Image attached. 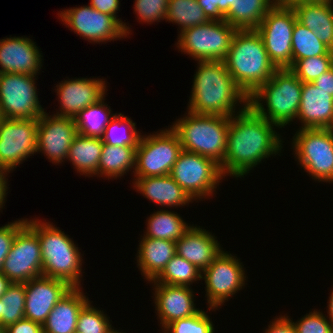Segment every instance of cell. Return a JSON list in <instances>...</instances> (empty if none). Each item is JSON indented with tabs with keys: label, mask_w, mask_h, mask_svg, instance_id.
Listing matches in <instances>:
<instances>
[{
	"label": "cell",
	"mask_w": 333,
	"mask_h": 333,
	"mask_svg": "<svg viewBox=\"0 0 333 333\" xmlns=\"http://www.w3.org/2000/svg\"><path fill=\"white\" fill-rule=\"evenodd\" d=\"M279 129L277 125L259 116L250 106L232 115L227 134V150L220 165L223 176L244 179L269 157L281 156L285 141L282 133L278 132Z\"/></svg>",
	"instance_id": "obj_1"
},
{
	"label": "cell",
	"mask_w": 333,
	"mask_h": 333,
	"mask_svg": "<svg viewBox=\"0 0 333 333\" xmlns=\"http://www.w3.org/2000/svg\"><path fill=\"white\" fill-rule=\"evenodd\" d=\"M187 111L231 117L249 106V97L232 79L224 61H196Z\"/></svg>",
	"instance_id": "obj_2"
},
{
	"label": "cell",
	"mask_w": 333,
	"mask_h": 333,
	"mask_svg": "<svg viewBox=\"0 0 333 333\" xmlns=\"http://www.w3.org/2000/svg\"><path fill=\"white\" fill-rule=\"evenodd\" d=\"M38 218H27V224L38 234L43 276L63 280L71 287H83L84 253L73 238L53 222Z\"/></svg>",
	"instance_id": "obj_3"
},
{
	"label": "cell",
	"mask_w": 333,
	"mask_h": 333,
	"mask_svg": "<svg viewBox=\"0 0 333 333\" xmlns=\"http://www.w3.org/2000/svg\"><path fill=\"white\" fill-rule=\"evenodd\" d=\"M224 62L232 79L248 97L277 70L256 29L237 30Z\"/></svg>",
	"instance_id": "obj_4"
},
{
	"label": "cell",
	"mask_w": 333,
	"mask_h": 333,
	"mask_svg": "<svg viewBox=\"0 0 333 333\" xmlns=\"http://www.w3.org/2000/svg\"><path fill=\"white\" fill-rule=\"evenodd\" d=\"M302 84L289 68L277 69L272 77L249 97V106L259 116L283 130L282 128L296 121Z\"/></svg>",
	"instance_id": "obj_5"
},
{
	"label": "cell",
	"mask_w": 333,
	"mask_h": 333,
	"mask_svg": "<svg viewBox=\"0 0 333 333\" xmlns=\"http://www.w3.org/2000/svg\"><path fill=\"white\" fill-rule=\"evenodd\" d=\"M171 124L183 150L208 157L219 165L223 163L230 117L200 115L186 110Z\"/></svg>",
	"instance_id": "obj_6"
},
{
	"label": "cell",
	"mask_w": 333,
	"mask_h": 333,
	"mask_svg": "<svg viewBox=\"0 0 333 333\" xmlns=\"http://www.w3.org/2000/svg\"><path fill=\"white\" fill-rule=\"evenodd\" d=\"M295 131L289 143L297 165L315 182L333 184V129Z\"/></svg>",
	"instance_id": "obj_7"
},
{
	"label": "cell",
	"mask_w": 333,
	"mask_h": 333,
	"mask_svg": "<svg viewBox=\"0 0 333 333\" xmlns=\"http://www.w3.org/2000/svg\"><path fill=\"white\" fill-rule=\"evenodd\" d=\"M237 30L225 20H210L185 29L174 45L195 61H224Z\"/></svg>",
	"instance_id": "obj_8"
},
{
	"label": "cell",
	"mask_w": 333,
	"mask_h": 333,
	"mask_svg": "<svg viewBox=\"0 0 333 333\" xmlns=\"http://www.w3.org/2000/svg\"><path fill=\"white\" fill-rule=\"evenodd\" d=\"M169 175L196 203L216 197V189L226 179L214 160L185 150L179 154Z\"/></svg>",
	"instance_id": "obj_9"
},
{
	"label": "cell",
	"mask_w": 333,
	"mask_h": 333,
	"mask_svg": "<svg viewBox=\"0 0 333 333\" xmlns=\"http://www.w3.org/2000/svg\"><path fill=\"white\" fill-rule=\"evenodd\" d=\"M182 150L179 137L170 125L152 134H142L136 148L133 177L169 175Z\"/></svg>",
	"instance_id": "obj_10"
},
{
	"label": "cell",
	"mask_w": 333,
	"mask_h": 333,
	"mask_svg": "<svg viewBox=\"0 0 333 333\" xmlns=\"http://www.w3.org/2000/svg\"><path fill=\"white\" fill-rule=\"evenodd\" d=\"M226 249L202 271L201 280L205 285L207 307L221 309L236 293L245 288L247 273L241 258Z\"/></svg>",
	"instance_id": "obj_11"
},
{
	"label": "cell",
	"mask_w": 333,
	"mask_h": 333,
	"mask_svg": "<svg viewBox=\"0 0 333 333\" xmlns=\"http://www.w3.org/2000/svg\"><path fill=\"white\" fill-rule=\"evenodd\" d=\"M296 20V12L290 4L276 3L256 28L277 69L292 66V36Z\"/></svg>",
	"instance_id": "obj_12"
},
{
	"label": "cell",
	"mask_w": 333,
	"mask_h": 333,
	"mask_svg": "<svg viewBox=\"0 0 333 333\" xmlns=\"http://www.w3.org/2000/svg\"><path fill=\"white\" fill-rule=\"evenodd\" d=\"M37 77V78H36ZM37 75L0 73V105L6 119H39L46 111L38 98Z\"/></svg>",
	"instance_id": "obj_13"
},
{
	"label": "cell",
	"mask_w": 333,
	"mask_h": 333,
	"mask_svg": "<svg viewBox=\"0 0 333 333\" xmlns=\"http://www.w3.org/2000/svg\"><path fill=\"white\" fill-rule=\"evenodd\" d=\"M57 15L71 32L95 45L127 37L123 25L115 17L99 12L90 5L62 9Z\"/></svg>",
	"instance_id": "obj_14"
},
{
	"label": "cell",
	"mask_w": 333,
	"mask_h": 333,
	"mask_svg": "<svg viewBox=\"0 0 333 333\" xmlns=\"http://www.w3.org/2000/svg\"><path fill=\"white\" fill-rule=\"evenodd\" d=\"M38 119H6L0 122V167L10 173L36 155Z\"/></svg>",
	"instance_id": "obj_15"
},
{
	"label": "cell",
	"mask_w": 333,
	"mask_h": 333,
	"mask_svg": "<svg viewBox=\"0 0 333 333\" xmlns=\"http://www.w3.org/2000/svg\"><path fill=\"white\" fill-rule=\"evenodd\" d=\"M1 272L12 283H27L43 275L38 234L28 224L16 234Z\"/></svg>",
	"instance_id": "obj_16"
},
{
	"label": "cell",
	"mask_w": 333,
	"mask_h": 333,
	"mask_svg": "<svg viewBox=\"0 0 333 333\" xmlns=\"http://www.w3.org/2000/svg\"><path fill=\"white\" fill-rule=\"evenodd\" d=\"M77 134L74 118L50 115L46 110L38 119L36 155L43 154L53 165L64 164Z\"/></svg>",
	"instance_id": "obj_17"
},
{
	"label": "cell",
	"mask_w": 333,
	"mask_h": 333,
	"mask_svg": "<svg viewBox=\"0 0 333 333\" xmlns=\"http://www.w3.org/2000/svg\"><path fill=\"white\" fill-rule=\"evenodd\" d=\"M106 78L94 76L62 80L54 86L59 109L53 115L75 118L83 109L101 100L108 91Z\"/></svg>",
	"instance_id": "obj_18"
},
{
	"label": "cell",
	"mask_w": 333,
	"mask_h": 333,
	"mask_svg": "<svg viewBox=\"0 0 333 333\" xmlns=\"http://www.w3.org/2000/svg\"><path fill=\"white\" fill-rule=\"evenodd\" d=\"M151 285L154 312L161 332L168 324L177 319L195 315L200 308L196 307L195 291L192 286L148 283Z\"/></svg>",
	"instance_id": "obj_19"
},
{
	"label": "cell",
	"mask_w": 333,
	"mask_h": 333,
	"mask_svg": "<svg viewBox=\"0 0 333 333\" xmlns=\"http://www.w3.org/2000/svg\"><path fill=\"white\" fill-rule=\"evenodd\" d=\"M36 45L30 36L0 39V73L40 75L44 58Z\"/></svg>",
	"instance_id": "obj_20"
},
{
	"label": "cell",
	"mask_w": 333,
	"mask_h": 333,
	"mask_svg": "<svg viewBox=\"0 0 333 333\" xmlns=\"http://www.w3.org/2000/svg\"><path fill=\"white\" fill-rule=\"evenodd\" d=\"M72 287L65 281L46 276L25 283L24 318L43 325L56 303Z\"/></svg>",
	"instance_id": "obj_21"
},
{
	"label": "cell",
	"mask_w": 333,
	"mask_h": 333,
	"mask_svg": "<svg viewBox=\"0 0 333 333\" xmlns=\"http://www.w3.org/2000/svg\"><path fill=\"white\" fill-rule=\"evenodd\" d=\"M299 129H333V96L313 83H303L295 124Z\"/></svg>",
	"instance_id": "obj_22"
},
{
	"label": "cell",
	"mask_w": 333,
	"mask_h": 333,
	"mask_svg": "<svg viewBox=\"0 0 333 333\" xmlns=\"http://www.w3.org/2000/svg\"><path fill=\"white\" fill-rule=\"evenodd\" d=\"M212 233L205 227L192 224L176 242V254L201 271L205 270L223 250V245Z\"/></svg>",
	"instance_id": "obj_23"
},
{
	"label": "cell",
	"mask_w": 333,
	"mask_h": 333,
	"mask_svg": "<svg viewBox=\"0 0 333 333\" xmlns=\"http://www.w3.org/2000/svg\"><path fill=\"white\" fill-rule=\"evenodd\" d=\"M131 186L138 194L161 206L160 209L178 210L194 202L170 175L133 178Z\"/></svg>",
	"instance_id": "obj_24"
},
{
	"label": "cell",
	"mask_w": 333,
	"mask_h": 333,
	"mask_svg": "<svg viewBox=\"0 0 333 333\" xmlns=\"http://www.w3.org/2000/svg\"><path fill=\"white\" fill-rule=\"evenodd\" d=\"M135 263L143 279L154 280L176 254V242L140 235Z\"/></svg>",
	"instance_id": "obj_25"
},
{
	"label": "cell",
	"mask_w": 333,
	"mask_h": 333,
	"mask_svg": "<svg viewBox=\"0 0 333 333\" xmlns=\"http://www.w3.org/2000/svg\"><path fill=\"white\" fill-rule=\"evenodd\" d=\"M83 287H72L54 306L43 324V333H73L79 312L90 300Z\"/></svg>",
	"instance_id": "obj_26"
},
{
	"label": "cell",
	"mask_w": 333,
	"mask_h": 333,
	"mask_svg": "<svg viewBox=\"0 0 333 333\" xmlns=\"http://www.w3.org/2000/svg\"><path fill=\"white\" fill-rule=\"evenodd\" d=\"M297 15V20L313 31L333 50V1L286 2Z\"/></svg>",
	"instance_id": "obj_27"
},
{
	"label": "cell",
	"mask_w": 333,
	"mask_h": 333,
	"mask_svg": "<svg viewBox=\"0 0 333 333\" xmlns=\"http://www.w3.org/2000/svg\"><path fill=\"white\" fill-rule=\"evenodd\" d=\"M102 138L87 137L77 134L69 148L66 161L72 163L80 177L98 178V166L103 149Z\"/></svg>",
	"instance_id": "obj_28"
},
{
	"label": "cell",
	"mask_w": 333,
	"mask_h": 333,
	"mask_svg": "<svg viewBox=\"0 0 333 333\" xmlns=\"http://www.w3.org/2000/svg\"><path fill=\"white\" fill-rule=\"evenodd\" d=\"M138 146H111L103 144L99 160L98 177L117 180L135 171L136 148Z\"/></svg>",
	"instance_id": "obj_29"
},
{
	"label": "cell",
	"mask_w": 333,
	"mask_h": 333,
	"mask_svg": "<svg viewBox=\"0 0 333 333\" xmlns=\"http://www.w3.org/2000/svg\"><path fill=\"white\" fill-rule=\"evenodd\" d=\"M143 236L177 242L191 227L185 219L171 209H159L146 217Z\"/></svg>",
	"instance_id": "obj_30"
},
{
	"label": "cell",
	"mask_w": 333,
	"mask_h": 333,
	"mask_svg": "<svg viewBox=\"0 0 333 333\" xmlns=\"http://www.w3.org/2000/svg\"><path fill=\"white\" fill-rule=\"evenodd\" d=\"M274 0H230V8L224 20L238 30L256 29Z\"/></svg>",
	"instance_id": "obj_31"
},
{
	"label": "cell",
	"mask_w": 333,
	"mask_h": 333,
	"mask_svg": "<svg viewBox=\"0 0 333 333\" xmlns=\"http://www.w3.org/2000/svg\"><path fill=\"white\" fill-rule=\"evenodd\" d=\"M107 95L75 116L74 121L78 134L95 138L103 137L106 126L116 115L107 102L105 103Z\"/></svg>",
	"instance_id": "obj_32"
},
{
	"label": "cell",
	"mask_w": 333,
	"mask_h": 333,
	"mask_svg": "<svg viewBox=\"0 0 333 333\" xmlns=\"http://www.w3.org/2000/svg\"><path fill=\"white\" fill-rule=\"evenodd\" d=\"M202 271L195 265L175 254L166 264L162 272L148 283H162L179 286H193L201 281Z\"/></svg>",
	"instance_id": "obj_33"
},
{
	"label": "cell",
	"mask_w": 333,
	"mask_h": 333,
	"mask_svg": "<svg viewBox=\"0 0 333 333\" xmlns=\"http://www.w3.org/2000/svg\"><path fill=\"white\" fill-rule=\"evenodd\" d=\"M208 21L197 0H169L165 22L177 24V33Z\"/></svg>",
	"instance_id": "obj_34"
},
{
	"label": "cell",
	"mask_w": 333,
	"mask_h": 333,
	"mask_svg": "<svg viewBox=\"0 0 333 333\" xmlns=\"http://www.w3.org/2000/svg\"><path fill=\"white\" fill-rule=\"evenodd\" d=\"M142 134L131 117L116 112L105 128L102 141L111 146H138Z\"/></svg>",
	"instance_id": "obj_35"
},
{
	"label": "cell",
	"mask_w": 333,
	"mask_h": 333,
	"mask_svg": "<svg viewBox=\"0 0 333 333\" xmlns=\"http://www.w3.org/2000/svg\"><path fill=\"white\" fill-rule=\"evenodd\" d=\"M292 37V65L299 59L326 55L331 50L298 20L295 21Z\"/></svg>",
	"instance_id": "obj_36"
},
{
	"label": "cell",
	"mask_w": 333,
	"mask_h": 333,
	"mask_svg": "<svg viewBox=\"0 0 333 333\" xmlns=\"http://www.w3.org/2000/svg\"><path fill=\"white\" fill-rule=\"evenodd\" d=\"M2 300L1 326L7 327L24 318L25 283H11Z\"/></svg>",
	"instance_id": "obj_37"
},
{
	"label": "cell",
	"mask_w": 333,
	"mask_h": 333,
	"mask_svg": "<svg viewBox=\"0 0 333 333\" xmlns=\"http://www.w3.org/2000/svg\"><path fill=\"white\" fill-rule=\"evenodd\" d=\"M206 308V311L200 309L193 316L172 321L160 333H215V324L210 318L209 312H216V310L219 311L220 309L207 306Z\"/></svg>",
	"instance_id": "obj_38"
},
{
	"label": "cell",
	"mask_w": 333,
	"mask_h": 333,
	"mask_svg": "<svg viewBox=\"0 0 333 333\" xmlns=\"http://www.w3.org/2000/svg\"><path fill=\"white\" fill-rule=\"evenodd\" d=\"M92 302L89 300L80 310L77 330L82 333H111L115 328L112 320L102 308L93 306Z\"/></svg>",
	"instance_id": "obj_39"
},
{
	"label": "cell",
	"mask_w": 333,
	"mask_h": 333,
	"mask_svg": "<svg viewBox=\"0 0 333 333\" xmlns=\"http://www.w3.org/2000/svg\"><path fill=\"white\" fill-rule=\"evenodd\" d=\"M333 66V50L326 55L297 60L289 69L302 83H312Z\"/></svg>",
	"instance_id": "obj_40"
},
{
	"label": "cell",
	"mask_w": 333,
	"mask_h": 333,
	"mask_svg": "<svg viewBox=\"0 0 333 333\" xmlns=\"http://www.w3.org/2000/svg\"><path fill=\"white\" fill-rule=\"evenodd\" d=\"M168 3L169 0H134L133 12L137 22L152 25L166 20Z\"/></svg>",
	"instance_id": "obj_41"
},
{
	"label": "cell",
	"mask_w": 333,
	"mask_h": 333,
	"mask_svg": "<svg viewBox=\"0 0 333 333\" xmlns=\"http://www.w3.org/2000/svg\"><path fill=\"white\" fill-rule=\"evenodd\" d=\"M312 310L293 321L297 333H333V325L321 309Z\"/></svg>",
	"instance_id": "obj_42"
},
{
	"label": "cell",
	"mask_w": 333,
	"mask_h": 333,
	"mask_svg": "<svg viewBox=\"0 0 333 333\" xmlns=\"http://www.w3.org/2000/svg\"><path fill=\"white\" fill-rule=\"evenodd\" d=\"M27 224V218L12 220L0 226V272L7 254L11 250L16 234Z\"/></svg>",
	"instance_id": "obj_43"
},
{
	"label": "cell",
	"mask_w": 333,
	"mask_h": 333,
	"mask_svg": "<svg viewBox=\"0 0 333 333\" xmlns=\"http://www.w3.org/2000/svg\"><path fill=\"white\" fill-rule=\"evenodd\" d=\"M89 5L96 9L99 12H103L104 14L111 15L115 17L122 25L125 31V34L128 38L129 35H132V30L129 27V23L123 22L121 18H118V11L120 12L121 2L120 0H89ZM128 25V26H127Z\"/></svg>",
	"instance_id": "obj_44"
},
{
	"label": "cell",
	"mask_w": 333,
	"mask_h": 333,
	"mask_svg": "<svg viewBox=\"0 0 333 333\" xmlns=\"http://www.w3.org/2000/svg\"><path fill=\"white\" fill-rule=\"evenodd\" d=\"M290 315L284 313L277 317L275 316L270 322L267 328H264L263 333H297L293 318Z\"/></svg>",
	"instance_id": "obj_45"
},
{
	"label": "cell",
	"mask_w": 333,
	"mask_h": 333,
	"mask_svg": "<svg viewBox=\"0 0 333 333\" xmlns=\"http://www.w3.org/2000/svg\"><path fill=\"white\" fill-rule=\"evenodd\" d=\"M5 333H43V325L23 318L5 328Z\"/></svg>",
	"instance_id": "obj_46"
},
{
	"label": "cell",
	"mask_w": 333,
	"mask_h": 333,
	"mask_svg": "<svg viewBox=\"0 0 333 333\" xmlns=\"http://www.w3.org/2000/svg\"><path fill=\"white\" fill-rule=\"evenodd\" d=\"M199 6L203 9L204 14L209 20L222 21L224 16L219 12L214 5V0H197Z\"/></svg>",
	"instance_id": "obj_47"
},
{
	"label": "cell",
	"mask_w": 333,
	"mask_h": 333,
	"mask_svg": "<svg viewBox=\"0 0 333 333\" xmlns=\"http://www.w3.org/2000/svg\"><path fill=\"white\" fill-rule=\"evenodd\" d=\"M312 83L333 96V66Z\"/></svg>",
	"instance_id": "obj_48"
},
{
	"label": "cell",
	"mask_w": 333,
	"mask_h": 333,
	"mask_svg": "<svg viewBox=\"0 0 333 333\" xmlns=\"http://www.w3.org/2000/svg\"><path fill=\"white\" fill-rule=\"evenodd\" d=\"M10 172L0 167V212L2 213V209L5 206V203L7 202V195L8 190L10 187H8L10 184L8 181Z\"/></svg>",
	"instance_id": "obj_49"
},
{
	"label": "cell",
	"mask_w": 333,
	"mask_h": 333,
	"mask_svg": "<svg viewBox=\"0 0 333 333\" xmlns=\"http://www.w3.org/2000/svg\"><path fill=\"white\" fill-rule=\"evenodd\" d=\"M214 5L218 8L219 12L225 16L230 8V0H214Z\"/></svg>",
	"instance_id": "obj_50"
},
{
	"label": "cell",
	"mask_w": 333,
	"mask_h": 333,
	"mask_svg": "<svg viewBox=\"0 0 333 333\" xmlns=\"http://www.w3.org/2000/svg\"><path fill=\"white\" fill-rule=\"evenodd\" d=\"M332 287H333V285H332ZM332 291V292H331ZM331 291L329 292V293H331V294H329V296H328V301H327V303H328V305L326 306L327 308V314H325V315H327L326 317L328 318V320L331 322V324L333 325V288L331 289Z\"/></svg>",
	"instance_id": "obj_51"
},
{
	"label": "cell",
	"mask_w": 333,
	"mask_h": 333,
	"mask_svg": "<svg viewBox=\"0 0 333 333\" xmlns=\"http://www.w3.org/2000/svg\"><path fill=\"white\" fill-rule=\"evenodd\" d=\"M11 283L12 282L2 272H0V298L6 292Z\"/></svg>",
	"instance_id": "obj_52"
},
{
	"label": "cell",
	"mask_w": 333,
	"mask_h": 333,
	"mask_svg": "<svg viewBox=\"0 0 333 333\" xmlns=\"http://www.w3.org/2000/svg\"><path fill=\"white\" fill-rule=\"evenodd\" d=\"M301 1H332V0H288L287 2H301Z\"/></svg>",
	"instance_id": "obj_53"
},
{
	"label": "cell",
	"mask_w": 333,
	"mask_h": 333,
	"mask_svg": "<svg viewBox=\"0 0 333 333\" xmlns=\"http://www.w3.org/2000/svg\"><path fill=\"white\" fill-rule=\"evenodd\" d=\"M116 329H118V328H114V329L111 331V333H127V332H123V330H120V329L116 330Z\"/></svg>",
	"instance_id": "obj_54"
},
{
	"label": "cell",
	"mask_w": 333,
	"mask_h": 333,
	"mask_svg": "<svg viewBox=\"0 0 333 333\" xmlns=\"http://www.w3.org/2000/svg\"><path fill=\"white\" fill-rule=\"evenodd\" d=\"M4 119V115L1 109V105H0V122Z\"/></svg>",
	"instance_id": "obj_55"
},
{
	"label": "cell",
	"mask_w": 333,
	"mask_h": 333,
	"mask_svg": "<svg viewBox=\"0 0 333 333\" xmlns=\"http://www.w3.org/2000/svg\"><path fill=\"white\" fill-rule=\"evenodd\" d=\"M288 0H274L275 3H286Z\"/></svg>",
	"instance_id": "obj_56"
},
{
	"label": "cell",
	"mask_w": 333,
	"mask_h": 333,
	"mask_svg": "<svg viewBox=\"0 0 333 333\" xmlns=\"http://www.w3.org/2000/svg\"><path fill=\"white\" fill-rule=\"evenodd\" d=\"M2 300L0 299V325H1Z\"/></svg>",
	"instance_id": "obj_57"
},
{
	"label": "cell",
	"mask_w": 333,
	"mask_h": 333,
	"mask_svg": "<svg viewBox=\"0 0 333 333\" xmlns=\"http://www.w3.org/2000/svg\"><path fill=\"white\" fill-rule=\"evenodd\" d=\"M0 333H5V327L0 325Z\"/></svg>",
	"instance_id": "obj_58"
},
{
	"label": "cell",
	"mask_w": 333,
	"mask_h": 333,
	"mask_svg": "<svg viewBox=\"0 0 333 333\" xmlns=\"http://www.w3.org/2000/svg\"><path fill=\"white\" fill-rule=\"evenodd\" d=\"M73 333H82V332H80V331H78V330L76 329Z\"/></svg>",
	"instance_id": "obj_59"
}]
</instances>
